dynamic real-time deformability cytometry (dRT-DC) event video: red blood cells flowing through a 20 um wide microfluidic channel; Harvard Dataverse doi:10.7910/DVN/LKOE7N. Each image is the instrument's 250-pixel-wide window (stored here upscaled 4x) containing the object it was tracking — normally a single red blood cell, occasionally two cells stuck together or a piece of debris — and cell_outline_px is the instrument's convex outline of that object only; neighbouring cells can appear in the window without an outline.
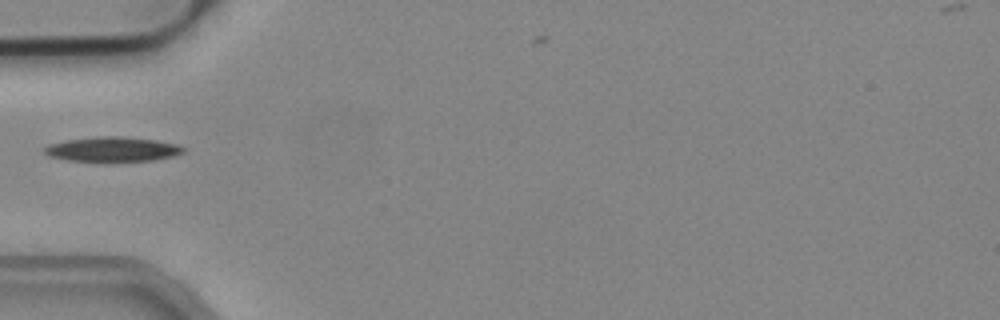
{"species": "common noctule bat (a hibernating species)", "species_latin": "Nyctalus noctula", "temperature_condition": "cold", "stored_images_in_passage": 7, "camera_frame_rate_fps": 3000, "um_per_image_px": 0.085, "animal": {"sex": "male", "body_mass_g": 19.2, "forearm_length_mm": 51.8}, "frame": {"image": 1, "passage_image": 1, "time_ms": 0.0, "image_size_px": [1000, 320], "cell_outline_px": [[188, 148], [184, 152], [176, 156], [152, 160], [104, 164], [68, 160], [48, 156], [44, 152], [44, 148], [48, 144], [64, 140], [96, 136], [120, 136], [156, 140], [176, 144]], "centroid_in_image_um": [9.56, 12.72], "position_along_channel_um": 75.4, "area_um2": 21.04}}